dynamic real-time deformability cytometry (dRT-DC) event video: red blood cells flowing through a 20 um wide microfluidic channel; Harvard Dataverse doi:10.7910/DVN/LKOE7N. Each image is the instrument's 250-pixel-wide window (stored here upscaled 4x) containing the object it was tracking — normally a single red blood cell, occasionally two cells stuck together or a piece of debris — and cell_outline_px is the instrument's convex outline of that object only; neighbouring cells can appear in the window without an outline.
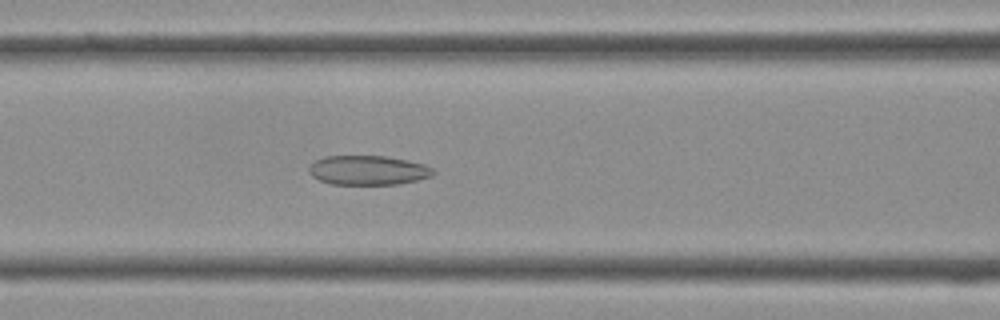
{"species": "Egyptian fruit bat (a non-hibernating species)", "species_latin": "Rousettus aegyptiacus", "temperature_condition": "cold", "stored_images_in_passage": 41, "camera_frame_rate_fps": 3000, "um_per_image_px": 0.085, "frame": {"image": 1, "passage_image": 17, "time_ms": 5.333, "image_size_px": [1000, 320], "cell_outline_px": [[436, 172], [432, 176], [400, 184], [332, 184], [320, 180], [312, 176], [308, 172], [308, 168], [316, 160], [324, 156], [384, 156], [408, 160], [424, 164], [432, 168]], "centroid_in_image_um": [31.29, 14.47], "position_along_channel_um": 135.3, "area_um2": 21.27}}
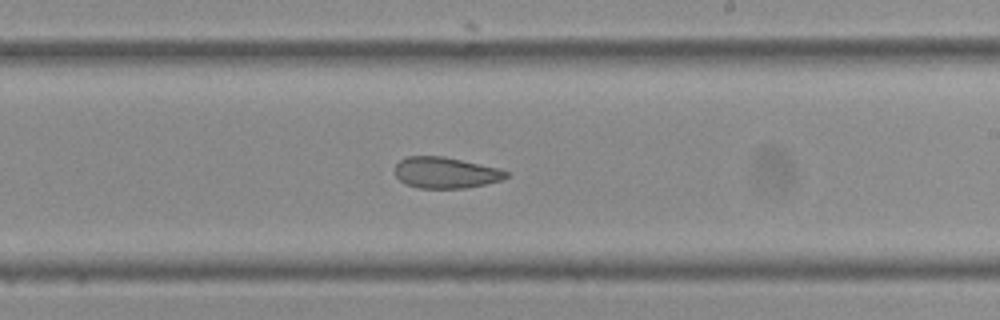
{"frame": {"image": 2, "passage_image": 24, "time_ms": 7.667, "image_size_px": [1000, 320], "cell_outline_px": [[508, 176], [504, 180], [468, 188], [420, 188], [404, 184], [396, 176], [396, 164], [400, 160], [408, 156], [444, 156], [500, 168], [508, 172]], "centroid_in_image_um": [37.91, 14.68], "position_along_channel_um": 251.1, "area_um2": 20.35}}
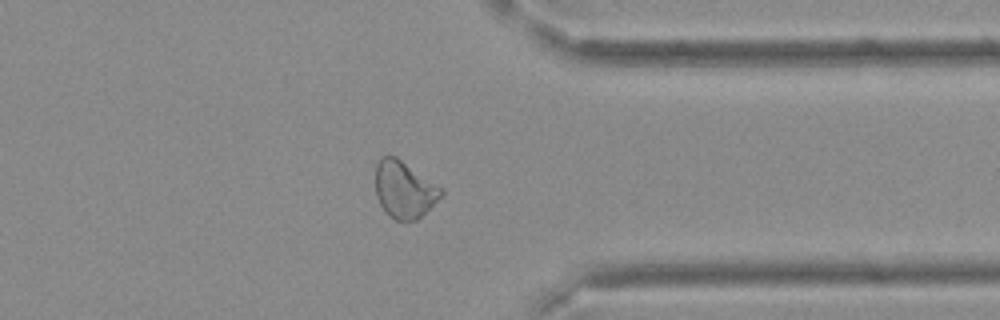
{"frame": {"image": 3, "passage_image": 32, "time_ms": 10.333, "image_size_px": [1000, 320], "cell_outline_px": [[444, 192], [416, 220], [396, 220], [380, 204], [376, 196], [376, 164], [380, 156], [396, 156], [444, 188]], "centroid_in_image_um": [34.36, 16.06], "position_along_channel_um": 377.0, "area_um2": 21.44}}